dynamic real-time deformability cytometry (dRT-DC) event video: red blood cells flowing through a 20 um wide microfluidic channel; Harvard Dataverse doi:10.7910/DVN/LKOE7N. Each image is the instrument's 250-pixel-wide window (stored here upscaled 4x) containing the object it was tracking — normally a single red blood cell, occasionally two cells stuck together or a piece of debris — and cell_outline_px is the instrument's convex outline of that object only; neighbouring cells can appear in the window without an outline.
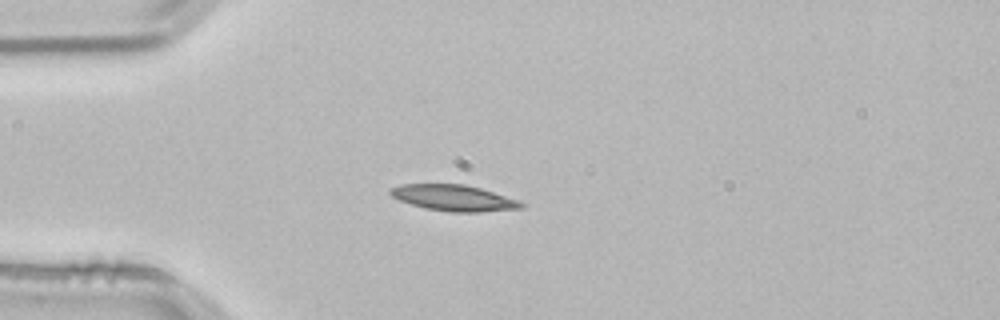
{"species": "common noctule bat (a hibernating species)", "species_latin": "Nyctalus noctula", "temperature_condition": "room temperature", "stored_images_in_passage": 52, "camera_frame_rate_fps": 3000, "um_per_image_px": 0.085, "animal": {"sex": "male", "body_mass_g": 21.5, "forearm_length_mm": 52.0}, "frame": {"image": 1, "passage_image": 13, "time_ms": 4.0, "image_size_px": [1000, 320], "cell_outline_px": [[524, 208], [480, 212], [452, 212], [424, 208], [400, 200], [392, 196], [388, 192], [388, 188], [400, 184], [464, 184], [480, 188], [520, 200], [524, 204]], "centroid_in_image_um": [38.57, 16.82], "position_along_channel_um": 46.4, "area_um2": 19.94}}
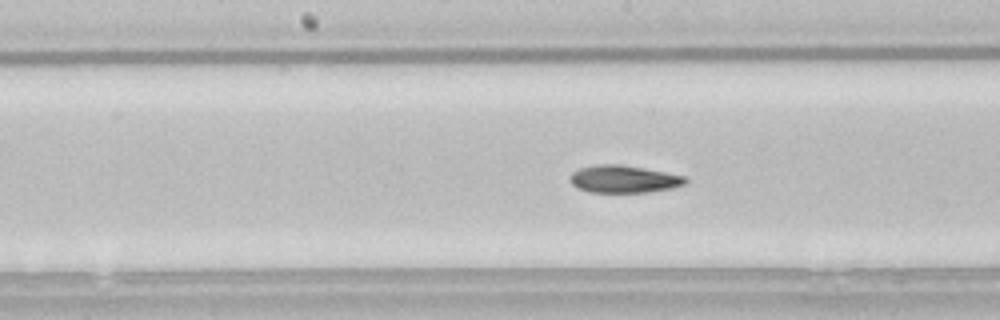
{"frame": {"image": 2, "passage_image": 26, "time_ms": 8.333, "image_size_px": [1000, 320], "cell_outline_px": [[688, 180], [684, 184], [672, 188], [648, 192], [588, 192], [576, 188], [568, 180], [568, 176], [572, 172], [580, 168], [596, 164], [620, 164], [664, 172], [684, 176]], "centroid_in_image_um": [52.95, 15.22], "position_along_channel_um": 195.3, "area_um2": 18.5}}
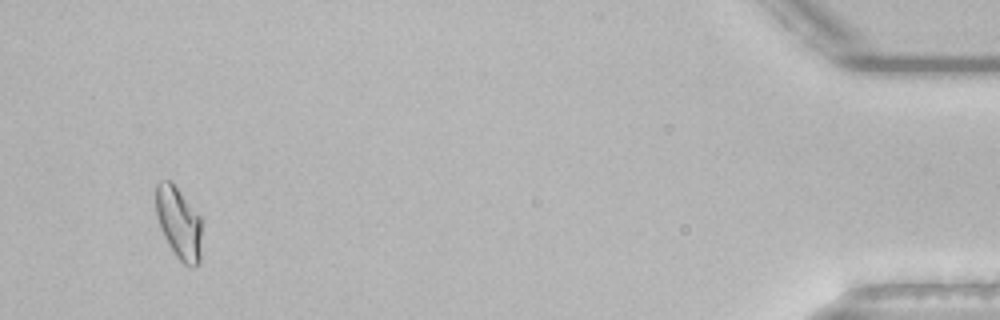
{"frame": {"image": 3, "passage_image": 50, "time_ms": 16.333, "image_size_px": [1000, 320], "cell_outline_px": [[200, 264], [192, 268], [184, 264], [176, 256], [168, 244], [160, 228], [156, 216], [156, 184], [160, 180], [168, 180], [180, 192], [200, 216]], "centroid_in_image_um": [15.18, 18.98], "position_along_channel_um": 420.0, "area_um2": 19.02}, "authors_computed_cell_mechanics": {"area_um2": 18.9584, "velocity_mm_per_s": 3.8077, "shape_relaxation_time_tau1_ms": 10.3863, "shape_relaxation_time_tau2_ms": 4.016, "deformation_change_tau1": 0.2268, "deformation_change_tau2": 0.098}}